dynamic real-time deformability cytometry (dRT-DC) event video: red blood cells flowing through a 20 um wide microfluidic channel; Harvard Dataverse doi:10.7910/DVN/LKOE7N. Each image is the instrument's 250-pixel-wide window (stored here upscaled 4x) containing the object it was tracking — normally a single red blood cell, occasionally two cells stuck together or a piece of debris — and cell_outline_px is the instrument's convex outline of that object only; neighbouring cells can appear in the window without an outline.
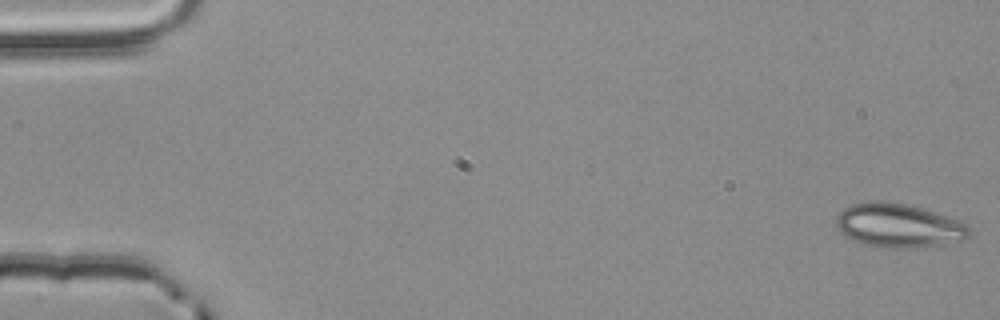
{"species": "common noctule bat (a hibernating species)", "species_latin": "Nyctalus noctula", "temperature_condition": "room temperature", "stored_images_in_passage": 54, "camera_frame_rate_fps": 3000, "um_per_image_px": 0.085, "animal": {"sex": "male", "body_mass_g": 20.4}, "frame": {"image": 1, "passage_image": 1, "time_ms": 0.0, "image_size_px": [1000, 320], "cell_outline_px": [[968, 236], [964, 240], [916, 248], [896, 248], [868, 244], [856, 240], [840, 232], [836, 228], [836, 216], [844, 208], [852, 204], [868, 200], [884, 200], [904, 204], [920, 208], [956, 220], [964, 224], [968, 228]], "centroid_in_image_um": [76.32, 19.15], "position_along_channel_um": 8.7, "area_um2": 33.35}}
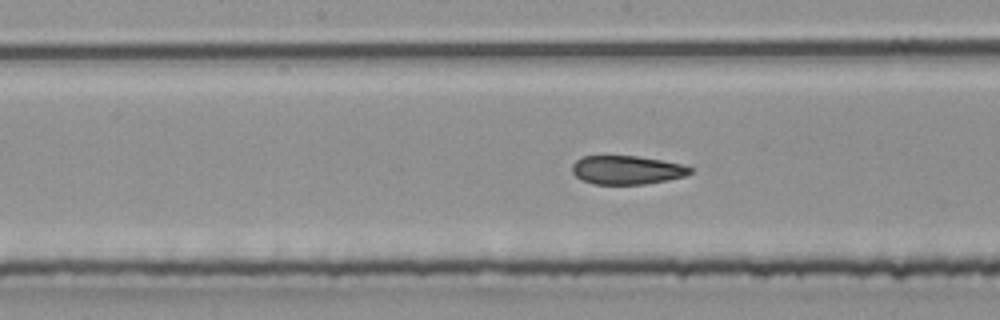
{"frame": {"image": 2, "passage_image": 28, "time_ms": 9.0, "image_size_px": [1000, 320], "cell_outline_px": [[692, 172], [684, 176], [668, 180], [644, 184], [592, 184], [580, 180], [572, 172], [572, 164], [580, 156], [636, 156], [684, 164], [692, 168]], "centroid_in_image_um": [53.26, 14.45], "position_along_channel_um": 194.9, "area_um2": 19.83}}
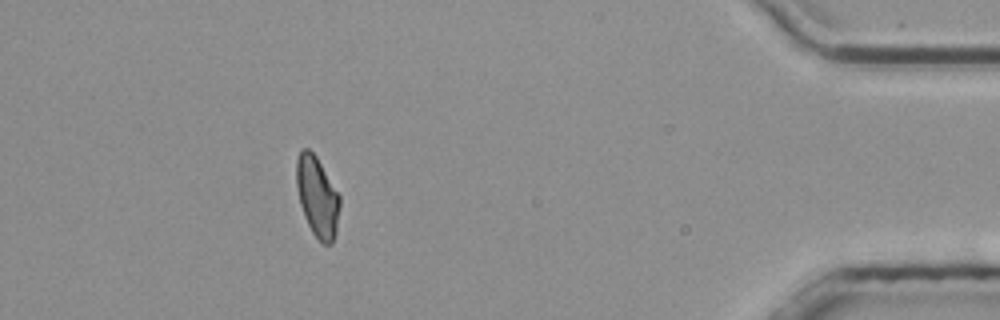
{"frame": {"image": 3, "passage_image": 49, "time_ms": 16.0, "image_size_px": [1000, 320], "cell_outline_px": [[340, 208], [336, 232], [332, 244], [324, 244], [312, 232], [304, 216], [300, 204], [296, 184], [296, 160], [300, 152], [304, 148], [308, 148], [316, 156], [340, 196]], "centroid_in_image_um": [26.97, 16.73], "position_along_channel_um": 408.2, "area_um2": 20.17}, "authors_computed_cell_mechanics": {"area_um2": 21.2993, "velocity_mm_per_s": 3.8549, "shape_relaxation_time_tau1_ms": null, "shape_relaxation_time_tau2_ms": 2.2802, "deformation_change_tau1": null, "deformation_change_tau2": 0.0983}}